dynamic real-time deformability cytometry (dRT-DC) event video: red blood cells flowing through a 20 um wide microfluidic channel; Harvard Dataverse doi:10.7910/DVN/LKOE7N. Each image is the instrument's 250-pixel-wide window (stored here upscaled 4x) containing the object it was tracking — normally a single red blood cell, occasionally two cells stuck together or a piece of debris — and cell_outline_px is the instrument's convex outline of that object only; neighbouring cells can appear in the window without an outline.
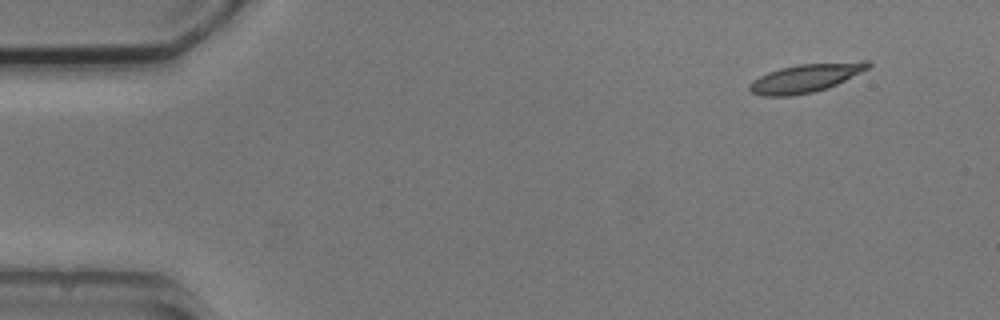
{"species": "common noctule bat (a hibernating species)", "species_latin": "Nyctalus noctula", "temperature_condition": "cold", "stored_images_in_passage": 4, "camera_frame_rate_fps": 3000, "um_per_image_px": 0.085, "animal": {"sex": "male", "body_mass_g": 20.5, "forearm_length_mm": 52.5}, "frame": {"image": 1, "passage_image": 1, "time_ms": 0.0, "image_size_px": [1000, 320], "cell_outline_px": [[872, 64], [868, 68], [828, 88], [812, 92], [792, 96], [760, 96], [752, 92], [748, 88], [748, 84], [752, 80], [768, 72], [780, 68], [800, 64], [864, 60], [868, 60]], "centroid_in_image_um": [68.46, 6.63], "position_along_channel_um": 16.5, "area_um2": 19.71}}
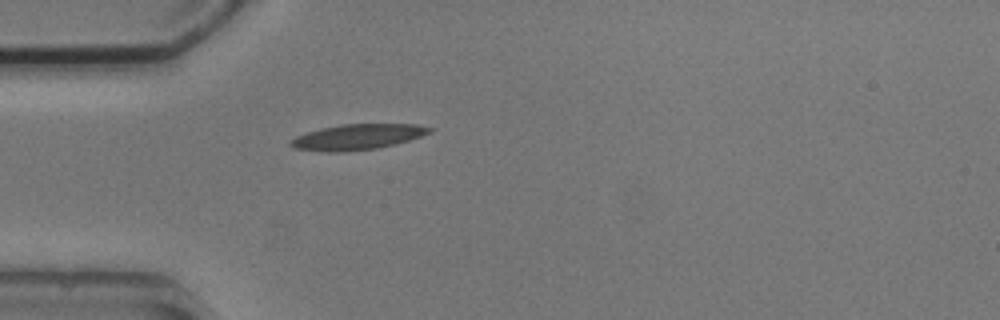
{"frame": {"image": 2, "passage_image": 4, "time_ms": 3.667, "image_size_px": [1000, 320], "cell_outline_px": [[436, 128], [432, 132], [408, 140], [376, 148], [344, 152], [328, 152], [296, 148], [288, 144], [288, 140], [296, 136], [320, 128], [344, 124], [416, 124]], "centroid_in_image_um": [30.38, 11.63], "position_along_channel_um": 54.6, "area_um2": 20.58}}